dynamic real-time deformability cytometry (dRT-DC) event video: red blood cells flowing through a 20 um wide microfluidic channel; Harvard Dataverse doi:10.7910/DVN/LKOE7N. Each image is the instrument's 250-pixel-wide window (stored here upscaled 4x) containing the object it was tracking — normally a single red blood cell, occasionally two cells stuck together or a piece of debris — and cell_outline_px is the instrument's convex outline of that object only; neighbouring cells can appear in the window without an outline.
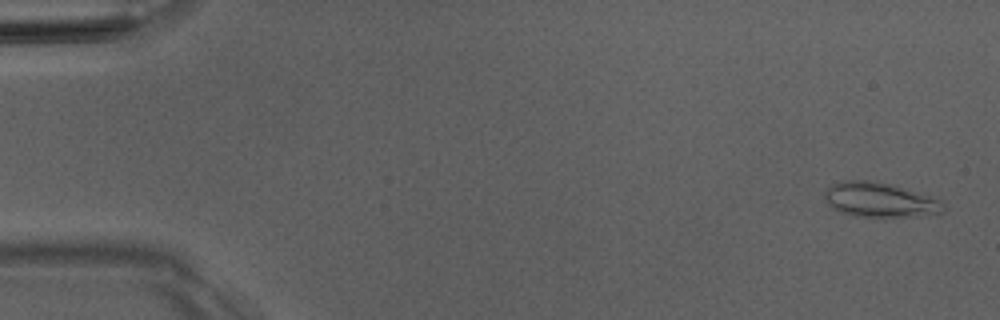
{"species": "Egyptian fruit bat (a non-hibernating species)", "species_latin": "Rousettus aegyptiacus", "temperature_condition": "room temperature", "stored_images_in_passage": 6, "camera_frame_rate_fps": 3000, "um_per_image_px": 0.085, "animal": {"sex": "male"}, "frame": {"image": 1, "passage_image": 1, "time_ms": 0.0, "image_size_px": [1000, 320], "cell_outline_px": [[944, 212], [920, 216], [856, 216], [840, 212], [832, 208], [828, 204], [824, 196], [824, 188], [832, 184], [844, 180], [868, 180], [888, 184], [928, 196], [940, 200], [944, 204]], "centroid_in_image_um": [74.72, 16.99], "position_along_channel_um": 10.3, "area_um2": 23.64}}